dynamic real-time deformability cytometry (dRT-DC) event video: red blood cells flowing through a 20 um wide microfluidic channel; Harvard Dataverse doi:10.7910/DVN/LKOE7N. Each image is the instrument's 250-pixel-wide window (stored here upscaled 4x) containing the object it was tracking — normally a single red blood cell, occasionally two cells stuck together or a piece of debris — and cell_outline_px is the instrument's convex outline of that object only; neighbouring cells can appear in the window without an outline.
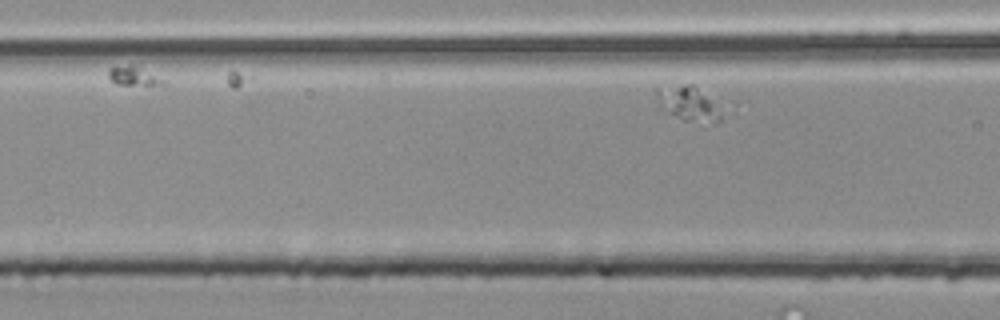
{"species": "common noctule bat (a hibernating species)", "species_latin": "Nyctalus noctula", "temperature_condition": "room temperature", "stored_images_in_passage": 3, "camera_frame_rate_fps": 3000, "um_per_image_px": 0.085, "animal": {"sex": "male", "body_mass_g": 20.4}, "frame": {"image": 1, "passage_image": 3, "time_ms": 0.667, "image_size_px": [1000, 320], "cell_outline_px": [[736, 104], [732, 112], [724, 120], [704, 128], [684, 120], [660, 104], [656, 96], [656, 88], [684, 84], [692, 84], [732, 100]], "centroid_in_image_um": [59.1, 8.85], "position_along_channel_um": 107.5, "area_um2": 16.18}}